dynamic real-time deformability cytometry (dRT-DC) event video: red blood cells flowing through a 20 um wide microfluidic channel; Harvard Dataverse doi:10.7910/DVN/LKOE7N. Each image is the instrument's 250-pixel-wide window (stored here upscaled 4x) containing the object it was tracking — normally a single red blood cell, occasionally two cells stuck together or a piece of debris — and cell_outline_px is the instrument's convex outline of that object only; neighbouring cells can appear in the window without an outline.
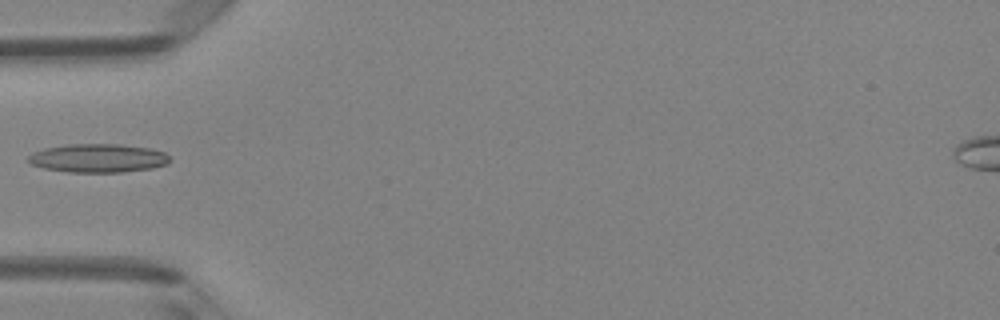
{"species": "Egyptian fruit bat (a non-hibernating species)", "species_latin": "Rousettus aegyptiacus", "temperature_condition": "room temperature", "stored_images_in_passage": 6, "camera_frame_rate_fps": 3000, "um_per_image_px": 0.085, "animal": {"sex": "female"}, "frame": {"image": 1, "passage_image": 5, "time_ms": 1.333, "image_size_px": [1000, 320], "cell_outline_px": [[172, 160], [168, 164], [152, 168], [124, 172], [68, 172], [44, 168], [32, 164], [24, 160], [32, 152], [44, 148], [68, 144], [120, 144], [152, 148], [164, 152]], "centroid_in_image_um": [8.34, 13.44], "position_along_channel_um": 76.7, "area_um2": 23.87}}
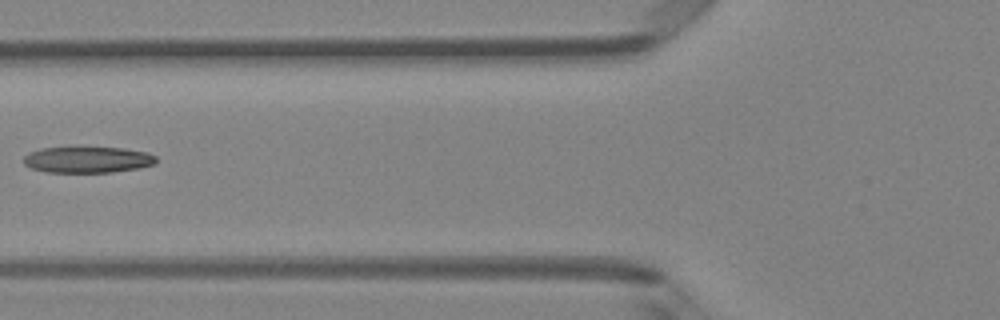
{"frame": {"image": 2, "passage_image": 6, "time_ms": 1.667, "image_size_px": [1000, 320], "cell_outline_px": [[156, 164], [140, 168], [112, 172], [44, 172], [32, 168], [24, 164], [24, 156], [28, 152], [40, 148], [124, 148], [148, 152], [156, 156]], "centroid_in_image_um": [7.46, 13.58], "position_along_channel_um": 118.3, "area_um2": 20.23}}